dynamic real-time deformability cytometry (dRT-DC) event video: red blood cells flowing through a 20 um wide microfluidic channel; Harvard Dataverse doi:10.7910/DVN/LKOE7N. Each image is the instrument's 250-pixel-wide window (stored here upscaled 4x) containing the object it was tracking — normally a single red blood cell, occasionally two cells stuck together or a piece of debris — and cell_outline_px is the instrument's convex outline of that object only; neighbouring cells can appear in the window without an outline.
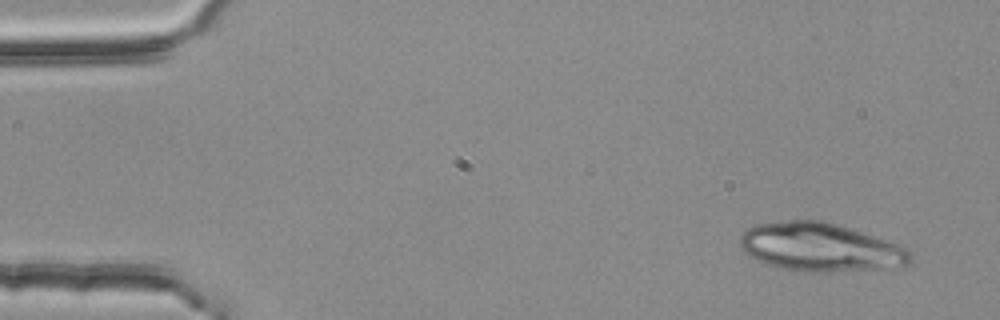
{"species": "common noctule bat (a hibernating species)", "species_latin": "Nyctalus noctula", "temperature_condition": "room temperature", "stored_images_in_passage": 4, "camera_frame_rate_fps": 3000, "um_per_image_px": 0.085, "animal": {"sex": "female", "body_mass_g": 25.1}, "frame": {"image": 1, "passage_image": 1, "time_ms": 0.0, "image_size_px": [1000, 320], "cell_outline_px": [[912, 260], [908, 264], [884, 268], [824, 272], [780, 268], [768, 264], [748, 256], [740, 248], [740, 236], [748, 228], [756, 224], [788, 220], [820, 220], [836, 224], [904, 244], [912, 252]], "centroid_in_image_um": [69.77, 21.0], "position_along_channel_um": 15.2, "area_um2": 48.15}}